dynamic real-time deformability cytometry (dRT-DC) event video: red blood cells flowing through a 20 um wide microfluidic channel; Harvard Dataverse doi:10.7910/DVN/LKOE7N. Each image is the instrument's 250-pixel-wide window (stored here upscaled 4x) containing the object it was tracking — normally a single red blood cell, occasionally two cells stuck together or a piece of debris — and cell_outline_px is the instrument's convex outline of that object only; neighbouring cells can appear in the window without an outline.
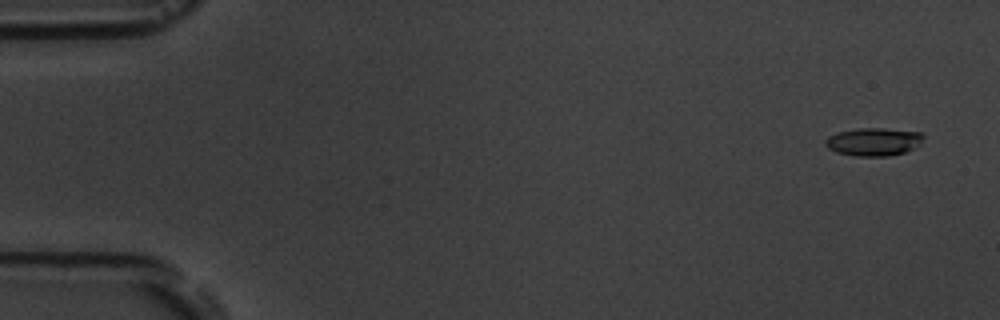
{"species": "common noctule bat (a hibernating species)", "species_latin": "Nyctalus noctula", "temperature_condition": "room temperature", "stored_images_in_passage": 5, "camera_frame_rate_fps": 3000, "um_per_image_px": 0.085, "animal": {"sex": "male", "body_mass_g": 19.5, "forearm_length_mm": 54.6}, "frame": {"image": 1, "passage_image": 1, "time_ms": 0.0, "image_size_px": [1000, 320], "cell_outline_px": [[924, 136], [920, 144], [904, 152], [888, 156], [856, 156], [836, 152], [828, 148], [824, 144], [824, 140], [828, 136], [836, 132], [856, 128], [884, 128], [920, 132]], "centroid_in_image_um": [74.21, 12.04], "position_along_channel_um": 10.8, "area_um2": 16.07}}
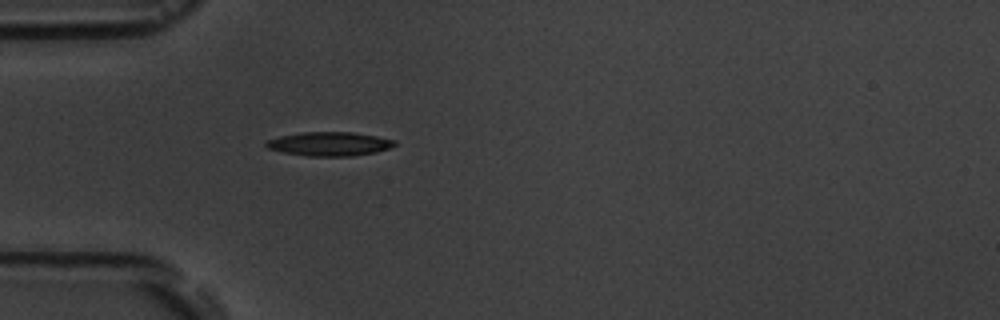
{"frame": {"image": 2, "passage_image": 5, "time_ms": 4.667, "image_size_px": [1000, 320], "cell_outline_px": [[396, 144], [388, 148], [376, 152], [352, 156], [308, 156], [284, 152], [268, 148], [264, 144], [268, 140], [280, 136], [304, 132], [352, 132], [376, 136], [396, 140]], "centroid_in_image_um": [28.02, 12.23], "position_along_channel_um": 57.0, "area_um2": 17.74}}